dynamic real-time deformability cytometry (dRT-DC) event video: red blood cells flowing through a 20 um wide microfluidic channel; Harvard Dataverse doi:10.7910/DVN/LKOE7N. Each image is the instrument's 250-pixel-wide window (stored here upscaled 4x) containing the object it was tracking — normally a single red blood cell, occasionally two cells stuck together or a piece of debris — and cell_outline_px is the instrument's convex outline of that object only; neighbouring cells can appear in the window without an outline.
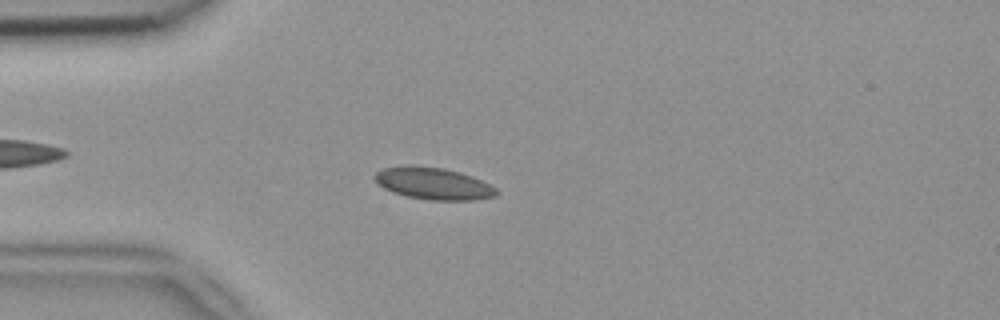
{"species": "common noctule bat (a hibernating species)", "species_latin": "Nyctalus noctula", "temperature_condition": "room temperature", "stored_images_in_passage": 5, "camera_frame_rate_fps": 3000, "um_per_image_px": 0.085, "animal": {"sex": "female", "body_mass_g": 18.4}, "frame": {"image": 1, "passage_image": 3, "time_ms": 0.667, "image_size_px": [1000, 320], "cell_outline_px": [[500, 192], [496, 196], [476, 200], [428, 200], [408, 196], [392, 192], [376, 184], [372, 176], [376, 172], [384, 168], [444, 168], [460, 172], [472, 176], [496, 188]], "centroid_in_image_um": [36.87, 15.65], "position_along_channel_um": 48.1, "area_um2": 22.08}}